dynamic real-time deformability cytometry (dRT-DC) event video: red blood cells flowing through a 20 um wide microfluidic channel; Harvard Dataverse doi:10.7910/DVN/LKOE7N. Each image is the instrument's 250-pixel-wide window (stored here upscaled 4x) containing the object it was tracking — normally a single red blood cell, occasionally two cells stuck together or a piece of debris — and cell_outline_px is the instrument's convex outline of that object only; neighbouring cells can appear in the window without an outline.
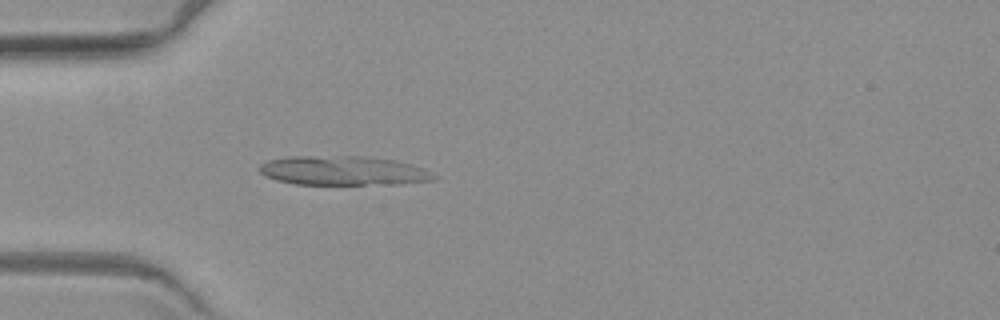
{"species": "common noctule bat (a hibernating species)", "species_latin": "Nyctalus noctula", "temperature_condition": "warm", "stored_images_in_passage": 4, "camera_frame_rate_fps": 3000, "um_per_image_px": 0.085, "animal": {"sex": "female", "body_mass_g": 19.3, "forearm_length_mm": 54.1}, "frame": {"image": 1, "passage_image": 4, "time_ms": 4.333, "image_size_px": [1000, 320], "cell_outline_px": [[436, 180], [396, 184], [296, 184], [276, 180], [264, 176], [260, 172], [260, 164], [268, 160], [292, 156], [360, 156], [396, 160], [424, 168], [436, 176]], "centroid_in_image_um": [29.18, 14.51], "position_along_channel_um": 55.8, "area_um2": 29.71}}